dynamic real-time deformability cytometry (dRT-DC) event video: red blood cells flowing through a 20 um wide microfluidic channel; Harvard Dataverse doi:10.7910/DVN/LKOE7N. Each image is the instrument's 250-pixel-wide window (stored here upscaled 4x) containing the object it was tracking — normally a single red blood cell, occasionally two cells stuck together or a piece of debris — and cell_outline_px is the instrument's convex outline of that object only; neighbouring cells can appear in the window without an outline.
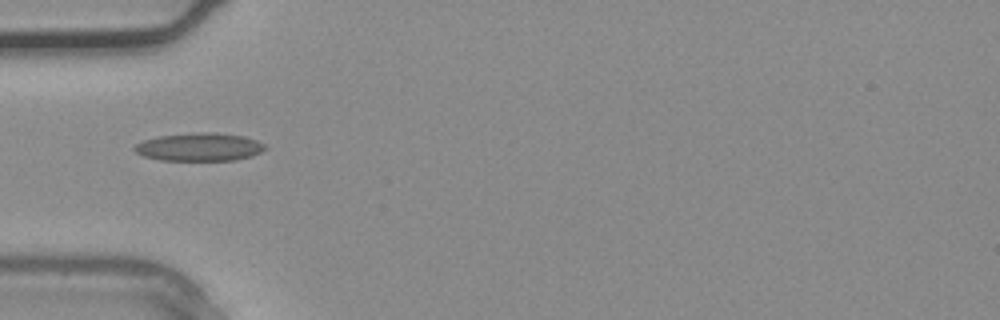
{"species": "common noctule bat (a hibernating species)", "species_latin": "Nyctalus noctula", "temperature_condition": "warm", "stored_images_in_passage": 24, "camera_frame_rate_fps": 3000, "um_per_image_px": 0.085, "animal": {"sex": "male", "body_mass_g": 20.4}, "frame": {"image": 1, "passage_image": 1, "time_ms": 0.0, "image_size_px": [1000, 320], "cell_outline_px": [[268, 148], [252, 156], [236, 160], [160, 160], [144, 156], [136, 152], [132, 148], [136, 144], [144, 140], [160, 136], [196, 132], [216, 132], [244, 136], [256, 140], [264, 144]], "centroid_in_image_um": [16.97, 12.49], "position_along_channel_um": 68.0, "area_um2": 21.39}}